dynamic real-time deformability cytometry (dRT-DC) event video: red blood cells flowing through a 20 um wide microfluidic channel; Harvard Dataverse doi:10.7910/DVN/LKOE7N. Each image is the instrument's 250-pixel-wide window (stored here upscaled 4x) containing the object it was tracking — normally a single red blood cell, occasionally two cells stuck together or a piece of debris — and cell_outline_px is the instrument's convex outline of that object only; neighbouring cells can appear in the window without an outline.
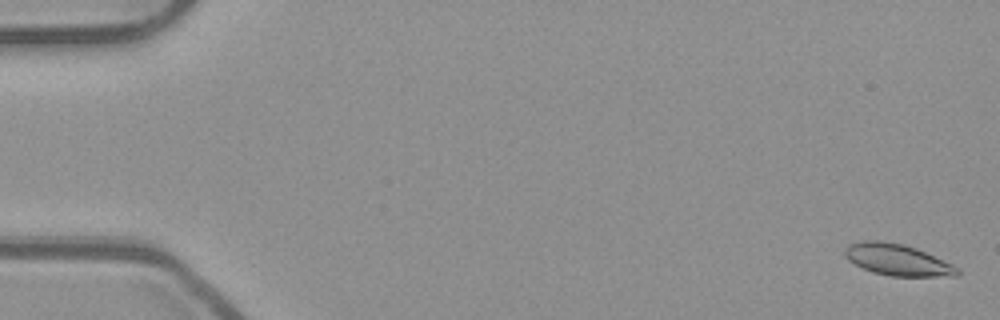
{"species": "common noctule bat (a hibernating species)", "species_latin": "Nyctalus noctula", "temperature_condition": "room temperature", "stored_images_in_passage": 54, "camera_frame_rate_fps": 3000, "um_per_image_px": 0.085, "animal": {"sex": "male", "body_mass_g": 23.1, "forearm_length_mm": 52.7}, "frame": {"image": 1, "passage_image": 1, "time_ms": 0.0, "image_size_px": [1000, 320], "cell_outline_px": [[960, 272], [956, 276], [888, 276], [872, 272], [848, 260], [844, 256], [844, 248], [848, 244], [864, 240], [880, 240], [904, 244], [916, 248], [952, 264], [960, 268]], "centroid_in_image_um": [76.26, 22.07], "position_along_channel_um": 8.7, "area_um2": 20.69}}
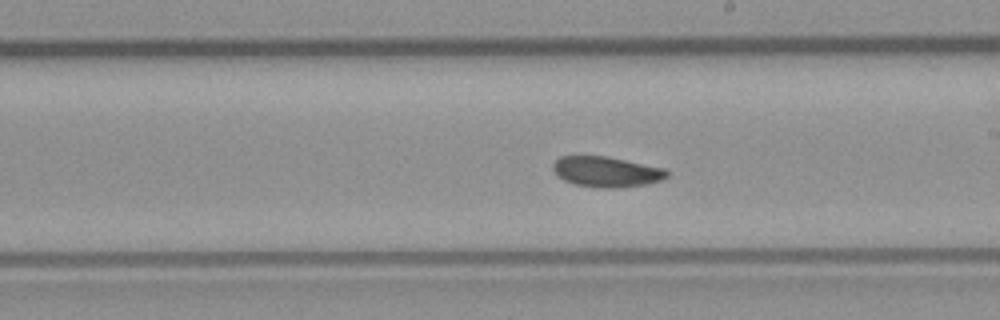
{"frame": {"image": 2, "passage_image": 31, "time_ms": 10.0, "image_size_px": [1000, 320], "cell_outline_px": [[668, 176], [664, 180], [648, 184], [620, 188], [604, 188], [576, 184], [564, 180], [556, 176], [552, 168], [552, 164], [560, 156], [608, 156], [664, 168], [668, 172]], "centroid_in_image_um": [51.56, 14.6], "position_along_channel_um": 237.4, "area_um2": 20.4}}
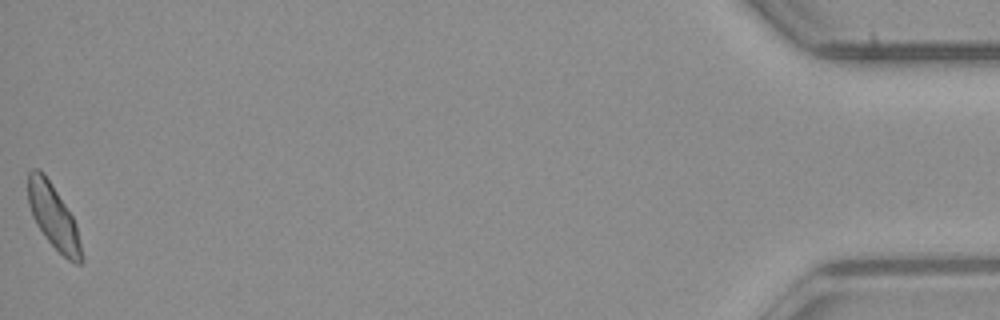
{"frame": {"image": 3, "passage_image": 54, "time_ms": 17.667, "image_size_px": [1000, 320], "cell_outline_px": [[84, 260], [80, 264], [76, 264], [68, 260], [44, 236], [36, 224], [32, 216], [28, 204], [28, 172], [32, 168], [36, 168], [44, 172], [72, 216], [76, 224]], "centroid_in_image_um": [4.53, 18.41], "position_along_channel_um": 430.7, "area_um2": 19.88}, "authors_computed_cell_mechanics": {"area_um2": 20.4034, "velocity_mm_per_s": 3.8402, "shape_relaxation_time_tau1_ms": 7.6494, "shape_relaxation_time_tau2_ms": 9.1155, "deformation_change_tau1": 0.1191, "deformation_change_tau2": 0.109}}